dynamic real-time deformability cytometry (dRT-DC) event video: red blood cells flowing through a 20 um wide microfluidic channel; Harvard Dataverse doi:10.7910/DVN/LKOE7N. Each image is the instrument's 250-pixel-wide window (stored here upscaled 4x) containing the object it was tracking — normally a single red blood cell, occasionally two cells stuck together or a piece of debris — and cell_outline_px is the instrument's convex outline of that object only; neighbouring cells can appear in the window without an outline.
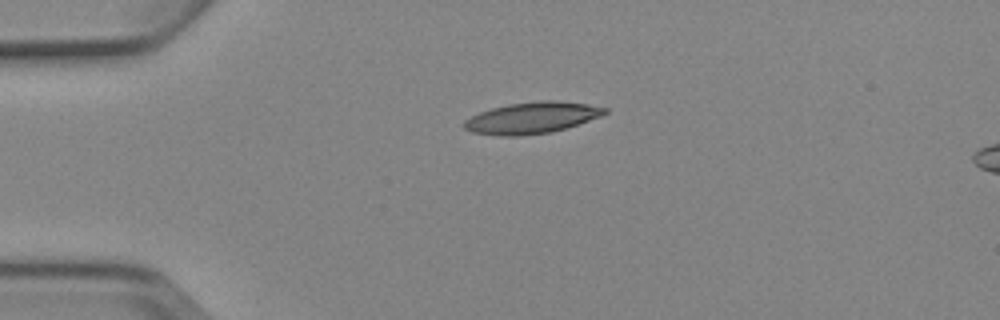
{"species": "Egyptian fruit bat (a non-hibernating species)", "species_latin": "Rousettus aegyptiacus", "temperature_condition": "cold", "stored_images_in_passage": 2, "camera_frame_rate_fps": 3000, "um_per_image_px": 0.085, "animal": {"sex": "female"}, "frame": {"image": 1, "passage_image": 2, "time_ms": 1.333, "image_size_px": [1000, 320], "cell_outline_px": [[608, 112], [600, 116], [552, 132], [520, 136], [500, 136], [472, 132], [464, 128], [460, 124], [464, 120], [480, 112], [492, 108], [508, 104], [540, 100], [556, 100], [588, 104], [608, 108]], "centroid_in_image_um": [45.17, 10.01], "position_along_channel_um": 39.8, "area_um2": 25.72}}